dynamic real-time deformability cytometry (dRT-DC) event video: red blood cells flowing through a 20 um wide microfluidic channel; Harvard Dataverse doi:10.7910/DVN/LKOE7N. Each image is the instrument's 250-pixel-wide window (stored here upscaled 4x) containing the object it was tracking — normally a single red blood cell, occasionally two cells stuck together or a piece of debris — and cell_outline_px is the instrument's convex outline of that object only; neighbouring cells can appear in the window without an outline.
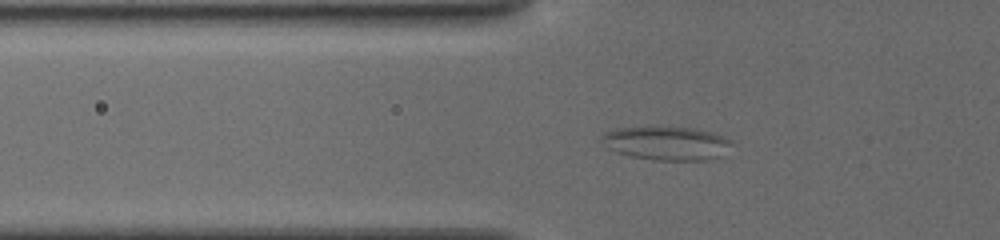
{"species": "common noctule bat (a hibernating species)", "species_latin": "Nyctalus noctula", "temperature_condition": "cold", "stored_images_in_passage": 40, "camera_frame_rate_fps": 3000, "um_per_image_px": 0.085, "animal": {"sex": "female", "body_mass_g": 19.5, "forearm_length_mm": 54.1}, "frame": {"image": 1, "passage_image": 11, "time_ms": 5.333, "image_size_px": [1000, 240], "cell_outline_px": [[732, 144], [720, 156], [704, 160], [656, 160], [632, 156], [616, 152], [608, 148], [600, 136], [604, 132], [616, 128], [692, 128], [712, 132], [732, 140]], "centroid_in_image_um": [56.66, 12.18], "position_along_channel_um": 69.1, "area_um2": 24.97}}
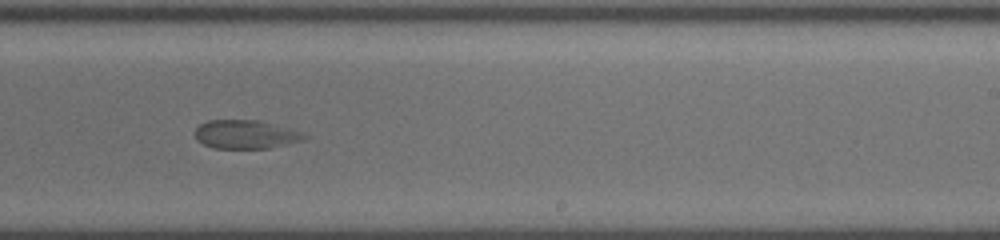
{"frame": {"image": 2, "passage_image": 27, "time_ms": 10.667, "image_size_px": [1000, 240], "cell_outline_px": [[308, 136], [304, 140], [268, 148], [212, 148], [196, 140], [196, 128], [200, 124], [208, 120], [256, 120], [300, 132]], "centroid_in_image_um": [20.83, 11.43], "position_along_channel_um": 268.2, "area_um2": 17.86}}
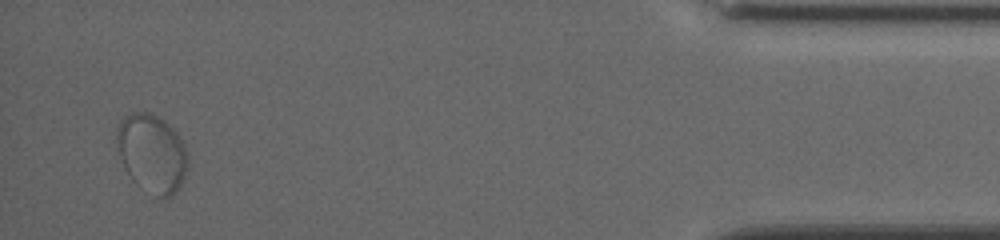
{"frame": {"image": 3, "passage_image": 39, "time_ms": 16.333, "image_size_px": [1000, 240], "cell_outline_px": [[188, 164], [184, 176], [180, 184], [172, 196], [168, 200], [164, 200], [144, 192], [132, 180], [120, 156], [116, 140], [116, 128], [120, 120], [124, 116], [132, 112], [148, 112], [164, 120], [176, 132], [184, 144], [188, 156]], "centroid_in_image_um": [12.91, 13.06], "position_along_channel_um": 422.3, "area_um2": 32.71}}